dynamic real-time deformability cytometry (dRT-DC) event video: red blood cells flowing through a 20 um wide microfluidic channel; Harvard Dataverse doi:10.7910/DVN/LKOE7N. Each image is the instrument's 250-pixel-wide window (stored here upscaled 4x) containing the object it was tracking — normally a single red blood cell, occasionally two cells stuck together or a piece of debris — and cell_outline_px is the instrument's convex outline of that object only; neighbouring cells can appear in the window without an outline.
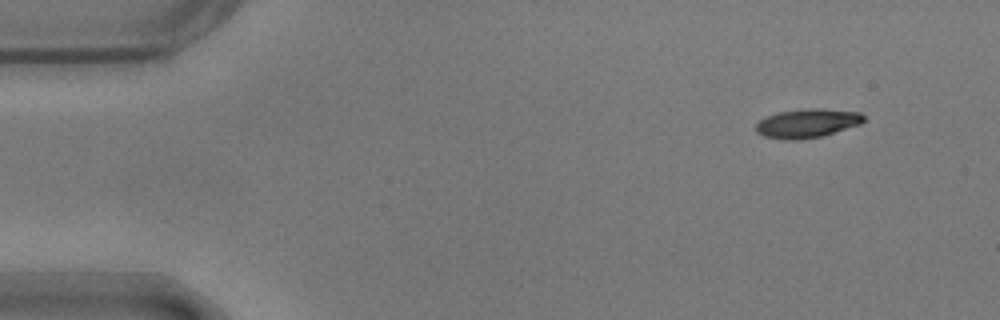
{"species": "common noctule bat (a hibernating species)", "species_latin": "Nyctalus noctula", "temperature_condition": "warm", "stored_images_in_passage": 15, "camera_frame_rate_fps": 3000, "um_per_image_px": 0.085, "animal": {"sex": "male", "body_mass_g": 17.9}, "frame": {"image": 1, "passage_image": 1, "time_ms": 0.0, "image_size_px": [1000, 320], "cell_outline_px": [[864, 120], [860, 124], [820, 136], [800, 140], [784, 140], [764, 136], [756, 132], [756, 124], [760, 120], [768, 116], [780, 112], [812, 108], [820, 108], [860, 112], [864, 116]], "centroid_in_image_um": [68.6, 10.48], "position_along_channel_um": 16.4, "area_um2": 17.92}}
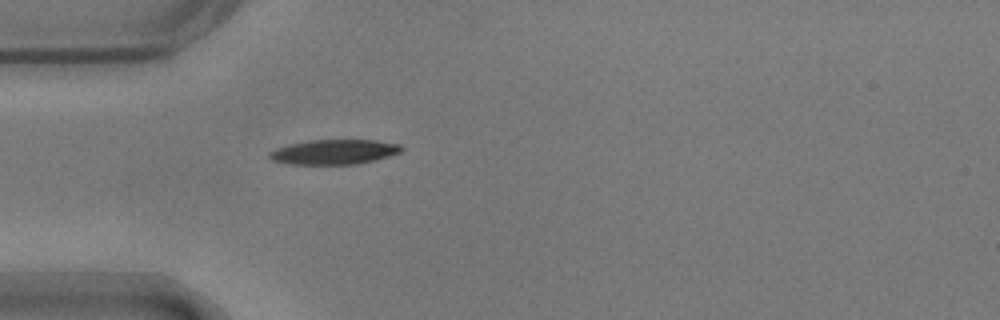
{"frame": {"image": 2, "passage_image": 12, "time_ms": 3.667, "image_size_px": [1000, 320], "cell_outline_px": [[404, 148], [400, 152], [376, 160], [356, 164], [288, 164], [272, 160], [268, 156], [268, 152], [276, 148], [292, 144], [312, 140], [376, 140], [400, 144]], "centroid_in_image_um": [28.41, 12.91], "position_along_channel_um": 56.6, "area_um2": 19.02}}